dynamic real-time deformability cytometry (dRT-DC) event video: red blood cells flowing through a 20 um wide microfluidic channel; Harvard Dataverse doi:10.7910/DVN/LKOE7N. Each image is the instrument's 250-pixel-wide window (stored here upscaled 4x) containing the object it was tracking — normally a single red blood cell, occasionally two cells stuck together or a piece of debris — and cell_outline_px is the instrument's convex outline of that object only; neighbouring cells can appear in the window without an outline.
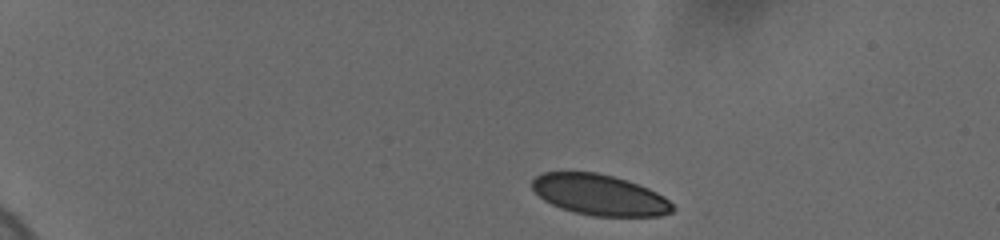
{"species": "human", "species_latin": "Homo sapiens", "temperature_condition": "cold", "stored_images_in_passage": 6, "camera_frame_rate_fps": 3000, "um_per_image_px": 0.085, "donor": {"sex": "female"}, "frame": {"image": 1, "passage_image": 1, "time_ms": 0.0, "image_size_px": [1000, 240], "cell_outline_px": [[676, 208], [672, 212], [660, 216], [592, 216], [560, 208], [544, 200], [532, 188], [532, 180], [536, 176], [544, 172], [596, 172], [628, 180], [648, 188], [664, 196]], "centroid_in_image_um": [50.98, 16.56], "position_along_channel_um": 34.0, "area_um2": 33.35}}
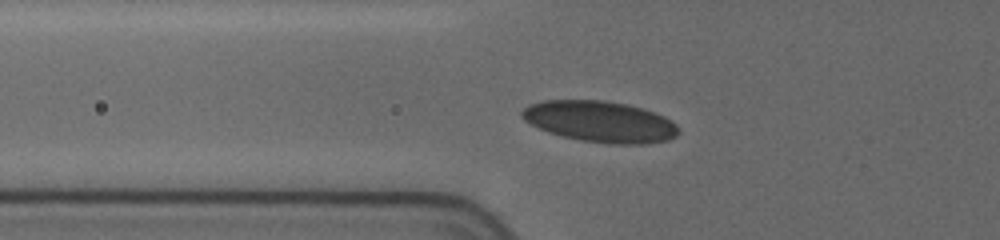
{"frame": {"image": 2, "passage_image": 6, "time_ms": 3.667, "image_size_px": [1000, 240], "cell_outline_px": [[680, 132], [676, 136], [668, 140], [648, 144], [612, 144], [580, 140], [548, 132], [524, 120], [520, 116], [520, 112], [528, 104], [544, 100], [604, 100], [628, 104], [664, 116], [676, 124]], "centroid_in_image_um": [51.01, 10.33], "position_along_channel_um": 74.8, "area_um2": 37.57}}